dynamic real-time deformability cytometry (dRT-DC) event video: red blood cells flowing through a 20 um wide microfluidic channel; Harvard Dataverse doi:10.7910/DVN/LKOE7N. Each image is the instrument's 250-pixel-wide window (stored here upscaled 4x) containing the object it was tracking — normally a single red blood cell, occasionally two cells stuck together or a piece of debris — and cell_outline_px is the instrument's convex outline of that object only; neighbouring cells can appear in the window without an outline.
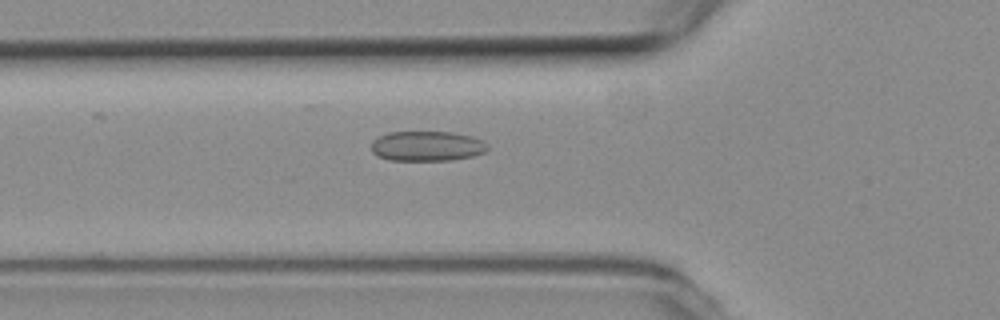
{"species": "common noctule bat (a hibernating species)", "species_latin": "Nyctalus noctula", "temperature_condition": "room temperature", "stored_images_in_passage": 36, "camera_frame_rate_fps": 3000, "um_per_image_px": 0.085, "animal": {"sex": "female", "body_mass_g": 19.3, "forearm_length_mm": 54.1}, "frame": {"image": 1, "passage_image": 3, "time_ms": 0.667, "image_size_px": [1000, 320], "cell_outline_px": [[488, 148], [484, 152], [472, 156], [452, 160], [392, 160], [380, 156], [372, 152], [372, 140], [388, 132], [452, 132], [472, 136], [488, 144]], "centroid_in_image_um": [36.3, 12.41], "position_along_channel_um": 89.5, "area_um2": 20.17}}
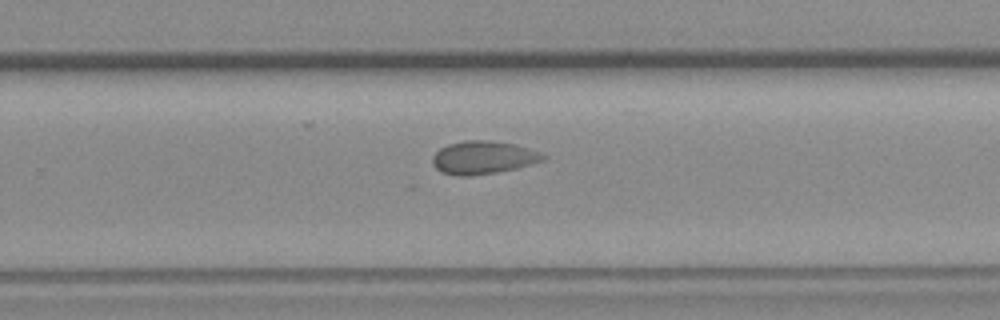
{"frame": {"image": 2, "passage_image": 19, "time_ms": 6.0, "image_size_px": [1000, 320], "cell_outline_px": [[548, 156], [544, 160], [532, 164], [516, 168], [496, 172], [464, 176], [456, 176], [444, 172], [436, 168], [432, 164], [432, 156], [440, 148], [448, 144], [464, 140], [488, 140], [516, 144], [544, 152]], "centroid_in_image_um": [41.11, 13.37], "position_along_channel_um": 288.7, "area_um2": 21.44}}
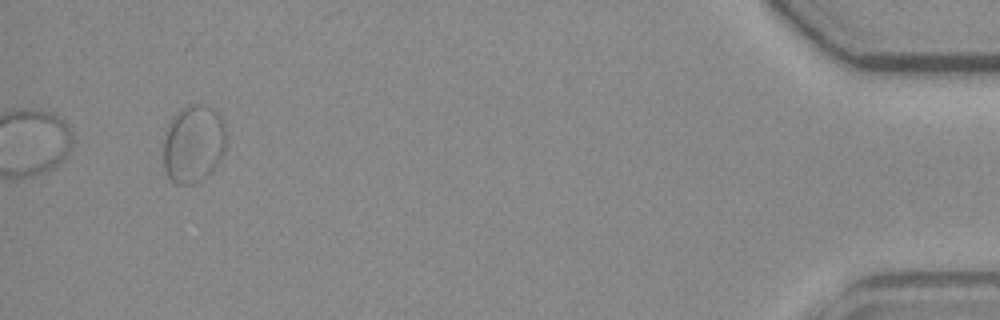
{"frame": {"image": 3, "passage_image": 36, "time_ms": 11.667, "image_size_px": [1000, 320], "cell_outline_px": [[224, 152], [220, 160], [200, 180], [192, 184], [176, 184], [168, 176], [164, 168], [164, 140], [168, 124], [172, 116], [180, 108], [188, 104], [204, 104], [220, 112], [224, 120]], "centroid_in_image_um": [16.43, 12.17], "position_along_channel_um": 418.8, "area_um2": 28.5}}